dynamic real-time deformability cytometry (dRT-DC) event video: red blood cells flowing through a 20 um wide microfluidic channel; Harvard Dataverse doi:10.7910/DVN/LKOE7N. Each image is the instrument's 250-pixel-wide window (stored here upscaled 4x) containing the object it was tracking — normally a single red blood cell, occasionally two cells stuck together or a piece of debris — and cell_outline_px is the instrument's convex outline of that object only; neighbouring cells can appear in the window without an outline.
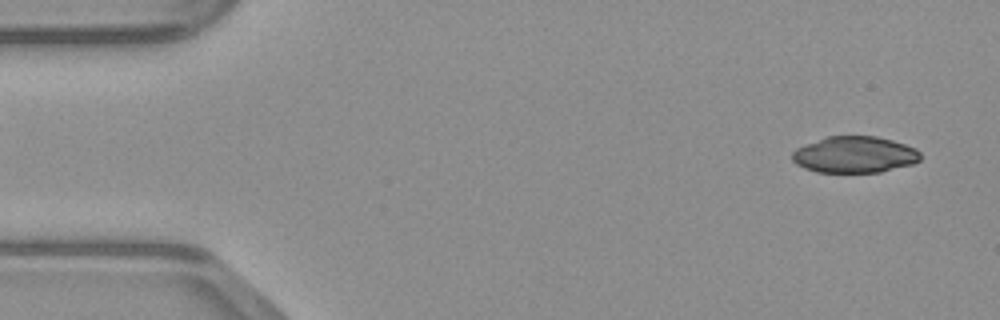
{"species": "common noctule bat (a hibernating species)", "species_latin": "Nyctalus noctula", "temperature_condition": "warm", "stored_images_in_passage": 46, "camera_frame_rate_fps": 3000, "um_per_image_px": 0.085, "animal": {"sex": "male", "body_mass_g": 23.1, "forearm_length_mm": 52.7}, "frame": {"image": 1, "passage_image": 2, "time_ms": 0.333, "image_size_px": [1000, 320], "cell_outline_px": [[920, 160], [912, 164], [880, 172], [816, 172], [804, 168], [796, 164], [792, 160], [792, 152], [796, 148], [828, 136], [876, 136], [892, 140], [916, 148], [920, 152]], "centroid_in_image_um": [72.64, 13.15], "position_along_channel_um": 12.4, "area_um2": 27.17}}